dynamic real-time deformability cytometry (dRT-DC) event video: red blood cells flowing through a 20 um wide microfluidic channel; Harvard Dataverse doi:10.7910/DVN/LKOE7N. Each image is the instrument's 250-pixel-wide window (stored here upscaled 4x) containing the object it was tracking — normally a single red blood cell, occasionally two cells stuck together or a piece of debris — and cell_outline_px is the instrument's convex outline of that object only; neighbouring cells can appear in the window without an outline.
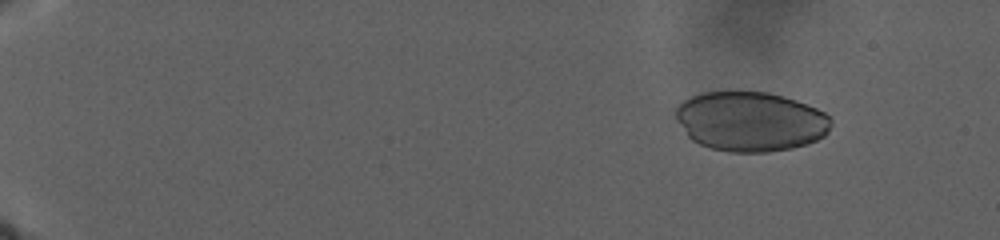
{"species": "human", "species_latin": "Homo sapiens", "temperature_condition": "warm", "stored_images_in_passage": 155, "camera_frame_rate_fps": 3000, "um_per_image_px": 0.085, "donor": {"sex": "male"}, "frame": {"image": 1, "passage_image": 29, "time_ms": 5.667, "image_size_px": [1000, 240], "cell_outline_px": [[832, 124], [828, 132], [824, 136], [808, 144], [792, 148], [768, 152], [728, 152], [712, 148], [700, 144], [692, 140], [688, 136], [676, 120], [676, 108], [684, 100], [700, 92], [768, 92], [784, 96], [796, 100], [816, 108], [824, 112], [832, 120]], "centroid_in_image_um": [63.8, 10.33], "position_along_channel_um": 21.2, "area_um2": 54.1}}
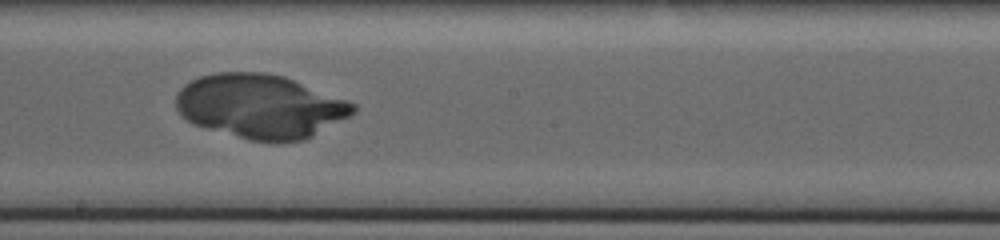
{"frame": {"image": 2, "passage_image": 101, "time_ms": 26.333, "image_size_px": [1000, 240], "cell_outline_px": [[356, 112], [352, 116], [304, 140], [276, 144], [248, 140], [204, 128], [192, 124], [180, 116], [176, 108], [176, 92], [184, 84], [200, 76], [216, 72], [264, 72], [284, 76], [348, 100], [356, 104]], "centroid_in_image_um": [22.12, 9.06], "position_along_channel_um": 226.1, "area_um2": 67.16}}
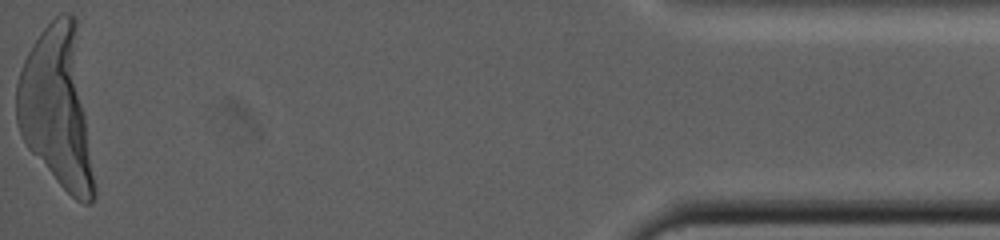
{"frame": {"image": 3, "passage_image": 155, "time_ms": 41.667, "image_size_px": [1000, 240], "cell_outline_px": [[96, 196], [88, 204], [84, 204], [76, 200], [56, 180], [28, 148], [20, 132], [16, 120], [16, 84], [24, 60], [32, 44], [40, 32], [60, 12], [72, 12], [76, 16], [96, 188]], "centroid_in_image_um": [4.89, 9.14], "position_along_channel_um": 430.3, "area_um2": 72.77}}